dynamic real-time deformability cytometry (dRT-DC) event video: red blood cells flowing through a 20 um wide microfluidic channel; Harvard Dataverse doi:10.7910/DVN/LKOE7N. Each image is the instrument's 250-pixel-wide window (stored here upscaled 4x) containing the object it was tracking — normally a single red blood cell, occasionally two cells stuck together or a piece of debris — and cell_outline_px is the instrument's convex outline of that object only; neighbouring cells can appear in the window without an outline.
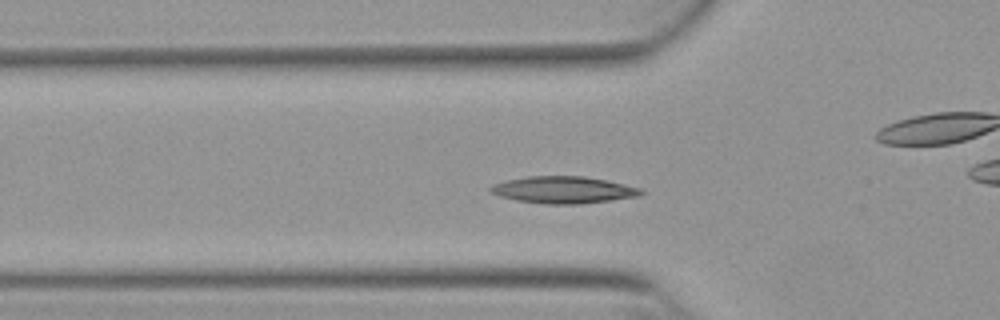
{"species": "Egyptian fruit bat (a non-hibernating species)", "species_latin": "Rousettus aegyptiacus", "temperature_condition": "warm", "stored_images_in_passage": 48, "camera_frame_rate_fps": 3000, "um_per_image_px": 0.085, "animal": {"sex": "female"}, "frame": {"image": 1, "passage_image": 12, "time_ms": 3.667, "image_size_px": [1000, 320], "cell_outline_px": [[644, 192], [640, 196], [580, 204], [544, 204], [516, 200], [500, 196], [492, 192], [488, 188], [504, 180], [528, 176], [584, 176], [624, 184], [640, 188]], "centroid_in_image_um": [47.89, 16.14], "position_along_channel_um": 77.9, "area_um2": 23.47}}
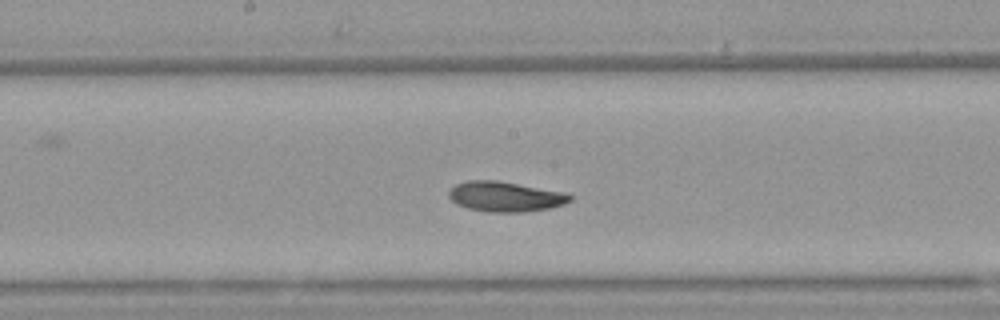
{"frame": {"image": 2, "passage_image": 22, "time_ms": 7.0, "image_size_px": [1000, 320], "cell_outline_px": [[572, 200], [564, 204], [548, 208], [524, 212], [484, 212], [468, 208], [456, 204], [448, 196], [448, 192], [456, 184], [468, 180], [496, 180], [568, 192], [572, 196]], "centroid_in_image_um": [42.97, 16.71], "position_along_channel_um": 205.2, "area_um2": 21.44}}
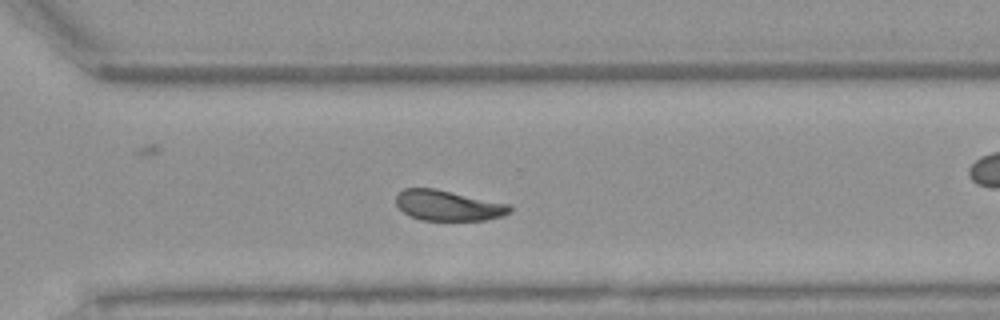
{"frame": {"image": 3, "passage_image": 32, "time_ms": 10.333, "image_size_px": [1000, 320], "cell_outline_px": [[512, 212], [504, 216], [484, 220], [420, 220], [404, 212], [396, 204], [396, 196], [404, 188], [436, 188], [508, 204], [512, 208]], "centroid_in_image_um": [38.11, 17.46], "position_along_channel_um": 332.5, "area_um2": 20.11}, "authors_computed_cell_mechanics": {"area_um2": 21.0681, "velocity_mm_per_s": 3.823, "shape_relaxation_time_tau1_ms": 6.8577, "shape_relaxation_time_tau2_ms": 6.6435, "deformation_change_tau1": 0.1661, "deformation_change_tau2": 0.1187}}